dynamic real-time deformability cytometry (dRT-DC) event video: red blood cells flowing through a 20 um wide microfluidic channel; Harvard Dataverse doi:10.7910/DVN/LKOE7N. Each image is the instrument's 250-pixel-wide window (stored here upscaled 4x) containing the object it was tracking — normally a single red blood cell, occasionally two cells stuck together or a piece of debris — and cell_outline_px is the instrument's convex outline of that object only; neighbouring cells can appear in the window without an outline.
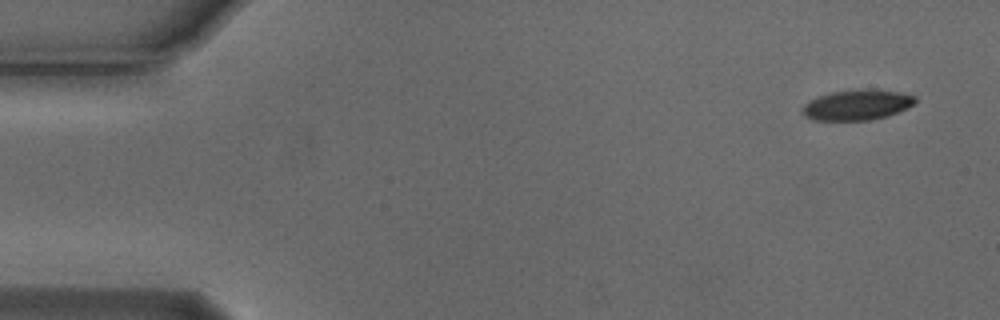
{"species": "Egyptian fruit bat (a non-hibernating species)", "species_latin": "Rousettus aegyptiacus", "temperature_condition": "cold", "stored_images_in_passage": 6, "camera_frame_rate_fps": 3000, "um_per_image_px": 0.085, "animal": {"sex": "male"}, "frame": {"image": 1, "passage_image": 1, "time_ms": 0.0, "image_size_px": [1000, 320], "cell_outline_px": [[916, 100], [912, 104], [896, 112], [884, 116], [868, 120], [812, 120], [804, 116], [800, 112], [800, 108], [808, 100], [832, 92], [860, 88], [900, 92], [916, 96]], "centroid_in_image_um": [72.76, 8.91], "position_along_channel_um": 12.2, "area_um2": 19.88}}
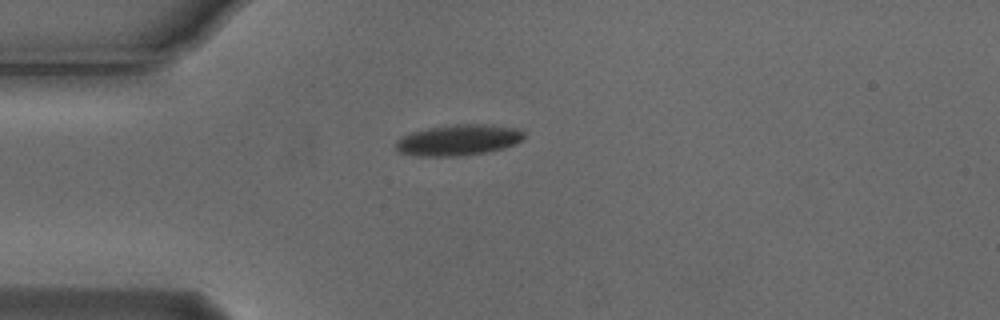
{"frame": {"image": 2, "passage_image": 4, "time_ms": 1.0, "image_size_px": [1000, 320], "cell_outline_px": [[524, 140], [516, 144], [504, 148], [488, 152], [464, 156], [420, 156], [400, 152], [396, 148], [396, 140], [400, 136], [412, 132], [428, 128], [456, 124], [492, 124], [520, 128], [524, 132]], "centroid_in_image_um": [39.03, 11.9], "position_along_channel_um": 46.0, "area_um2": 23.47}}